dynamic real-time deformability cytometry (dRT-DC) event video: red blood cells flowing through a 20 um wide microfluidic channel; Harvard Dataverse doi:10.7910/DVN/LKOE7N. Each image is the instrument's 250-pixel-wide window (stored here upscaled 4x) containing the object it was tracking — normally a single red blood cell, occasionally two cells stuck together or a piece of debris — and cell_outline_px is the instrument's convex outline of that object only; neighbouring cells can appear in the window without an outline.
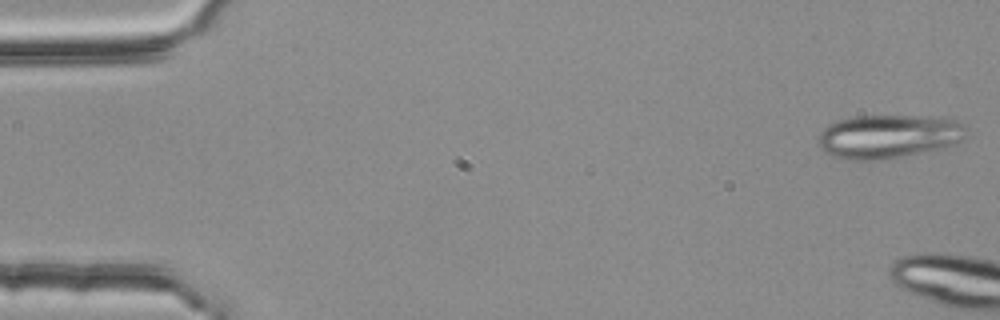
{"species": "common noctule bat (a hibernating species)", "species_latin": "Nyctalus noctula", "temperature_condition": "room temperature", "stored_images_in_passage": 5, "camera_frame_rate_fps": 3000, "um_per_image_px": 0.085, "animal": {"sex": "female", "body_mass_g": 25.1}, "frame": {"image": 1, "passage_image": 1, "time_ms": 0.0, "image_size_px": [1000, 320], "cell_outline_px": [[968, 132], [960, 140], [952, 144], [936, 148], [900, 156], [876, 160], [852, 160], [832, 156], [820, 148], [816, 140], [820, 132], [828, 124], [852, 116], [916, 116], [952, 120], [964, 124], [968, 128]], "centroid_in_image_um": [75.44, 11.59], "position_along_channel_um": 9.6, "area_um2": 37.11}}